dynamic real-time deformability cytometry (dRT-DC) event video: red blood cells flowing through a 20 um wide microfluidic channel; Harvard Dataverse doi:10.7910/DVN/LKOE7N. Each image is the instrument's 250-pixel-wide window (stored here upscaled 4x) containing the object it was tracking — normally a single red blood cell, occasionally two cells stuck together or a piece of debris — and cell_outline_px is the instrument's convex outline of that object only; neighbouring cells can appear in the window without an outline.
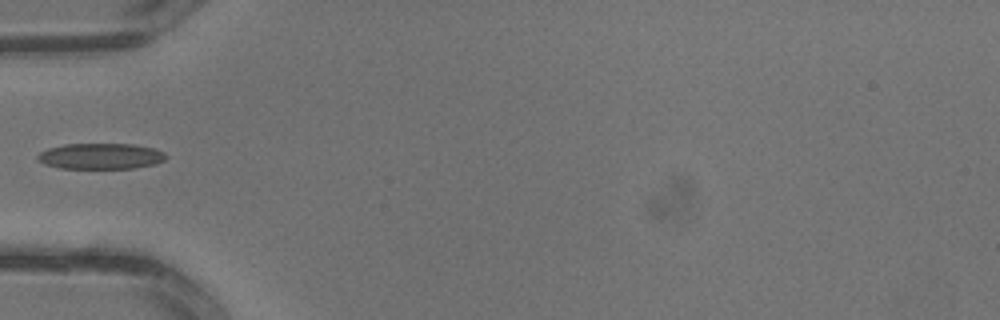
{"species": "common noctule bat (a hibernating species)", "species_latin": "Nyctalus noctula", "temperature_condition": "warm", "stored_images_in_passage": 2, "camera_frame_rate_fps": 3000, "um_per_image_px": 0.085, "animal": {"sex": "male", "body_mass_g": 13.3}, "frame": {"image": 1, "passage_image": 2, "time_ms": 0.333, "image_size_px": [1000, 320], "cell_outline_px": [[168, 156], [164, 160], [156, 164], [136, 168], [60, 168], [44, 164], [36, 160], [36, 156], [40, 152], [48, 148], [64, 144], [132, 144], [152, 148], [164, 152]], "centroid_in_image_um": [8.54, 13.28], "position_along_channel_um": 76.5, "area_um2": 19.42}}